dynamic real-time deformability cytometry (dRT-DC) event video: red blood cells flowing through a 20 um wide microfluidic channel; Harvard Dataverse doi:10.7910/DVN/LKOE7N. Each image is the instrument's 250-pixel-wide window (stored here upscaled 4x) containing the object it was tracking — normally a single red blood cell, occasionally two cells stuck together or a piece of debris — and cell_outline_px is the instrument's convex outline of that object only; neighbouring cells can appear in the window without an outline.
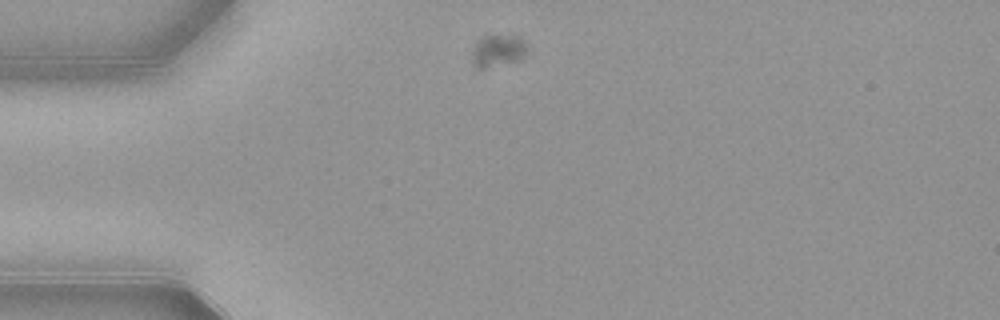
{"species": "common noctule bat (a hibernating species)", "species_latin": "Nyctalus noctula", "temperature_condition": "warm", "stored_images_in_passage": 43, "camera_frame_rate_fps": 3000, "um_per_image_px": 0.085, "animal": {"sex": "female", "body_mass_g": 21.9}, "frame": {"image": 1, "passage_image": 1, "time_ms": 0.0, "image_size_px": [1000, 320], "cell_outline_px": [[528, 52], [520, 60], [484, 68], [476, 68], [472, 64], [472, 52], [476, 40], [484, 36], [520, 36], [528, 44]], "centroid_in_image_um": [42.34, 4.31], "position_along_channel_um": 42.7, "area_um2": 10.52}}
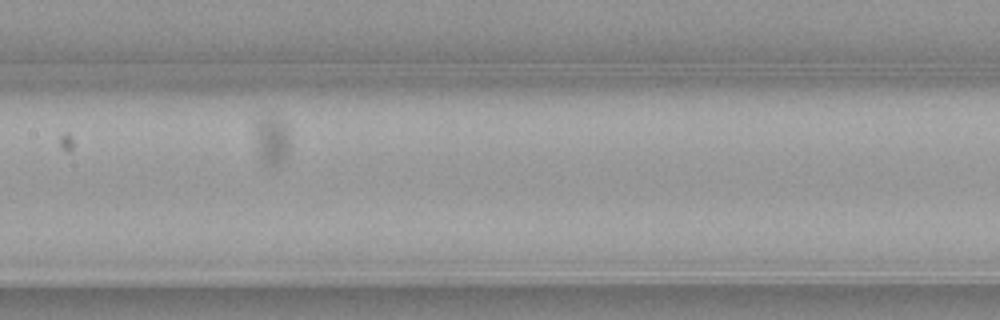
{"frame": {"image": 2, "passage_image": 15, "time_ms": 4.667, "image_size_px": [1000, 320], "cell_outline_px": [[292, 132], [288, 152], [284, 160], [276, 164], [264, 164], [260, 156], [252, 132], [252, 120], [272, 112], [284, 120], [288, 124]], "centroid_in_image_um": [23.1, 11.72], "position_along_channel_um": 184.3, "area_um2": 11.1}}
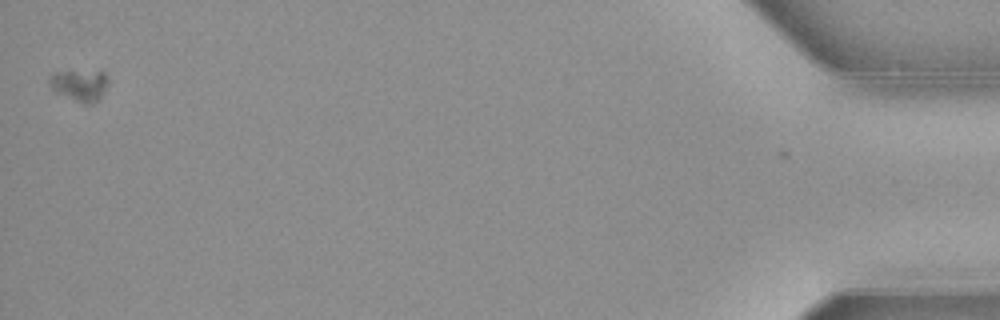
{"frame": {"image": 3, "passage_image": 43, "time_ms": 14.0, "image_size_px": [1000, 320], "cell_outline_px": [[108, 84], [100, 96], [96, 100], [88, 104], [84, 104], [52, 92], [48, 84], [48, 76], [56, 72], [104, 72], [108, 76]], "centroid_in_image_um": [6.7, 7.25], "position_along_channel_um": 428.5, "area_um2": 10.75}, "authors_computed_cell_mechanics": {"area_um2": 10.693, "velocity_mm_per_s": 3.6435, "shape_relaxation_time_tau1_ms": 2.7618, "shape_relaxation_time_tau2_ms": null, "deformation_change_tau1": 0.0599, "deformation_change_tau2": null}}